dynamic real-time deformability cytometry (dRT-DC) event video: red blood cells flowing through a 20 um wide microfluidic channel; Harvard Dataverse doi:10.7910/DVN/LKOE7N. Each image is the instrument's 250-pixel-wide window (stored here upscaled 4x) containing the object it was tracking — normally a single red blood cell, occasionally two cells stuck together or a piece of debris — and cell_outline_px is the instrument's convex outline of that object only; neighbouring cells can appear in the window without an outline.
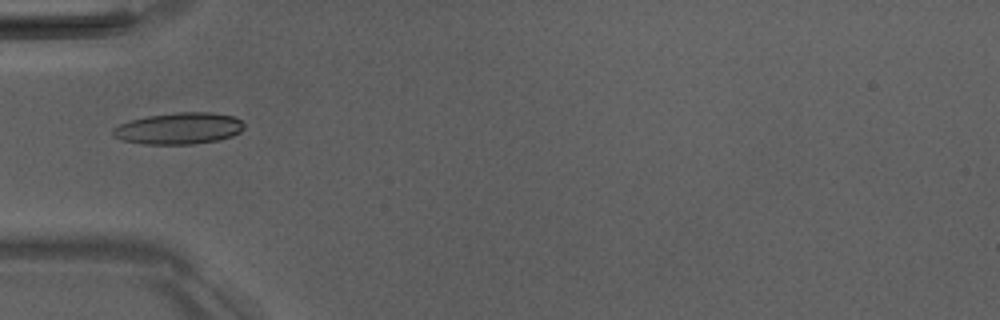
{"species": "Egyptian fruit bat (a non-hibernating species)", "species_latin": "Rousettus aegyptiacus", "temperature_condition": "room temperature", "stored_images_in_passage": 35, "camera_frame_rate_fps": 3000, "um_per_image_px": 0.085, "animal": {"sex": "male"}, "frame": {"image": 1, "passage_image": 1, "time_ms": 0.0, "image_size_px": [1000, 320], "cell_outline_px": [[244, 128], [240, 132], [232, 136], [220, 140], [192, 144], [144, 144], [120, 140], [112, 132], [112, 128], [128, 120], [148, 116], [176, 112], [212, 112], [232, 116], [240, 120], [244, 124]], "centroid_in_image_um": [15.21, 10.91], "position_along_channel_um": 69.8, "area_um2": 24.22}}
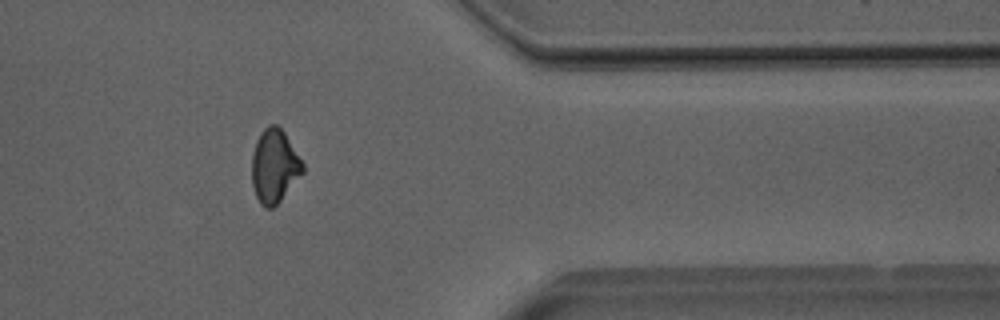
{"frame": {"image": 2, "passage_image": 26, "time_ms": 8.333, "image_size_px": [1000, 320], "cell_outline_px": [[304, 172], [280, 200], [272, 208], [264, 208], [260, 204], [256, 196], [252, 184], [252, 152], [256, 140], [260, 132], [268, 124], [276, 124], [284, 132], [304, 164]], "centroid_in_image_um": [23.31, 14.1], "position_along_channel_um": 388.1, "area_um2": 21.79}}
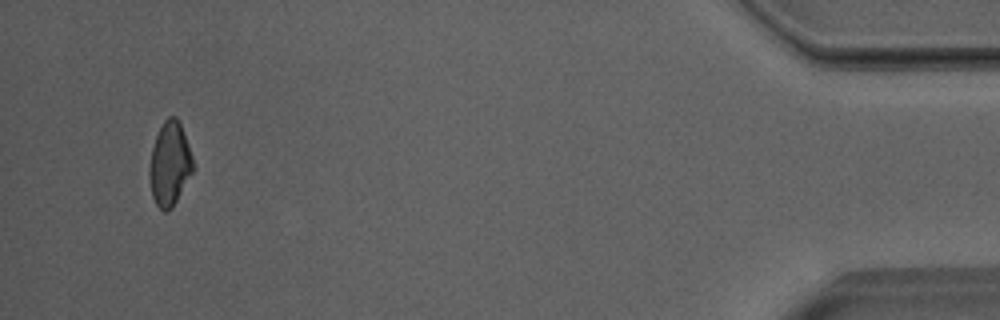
{"frame": {"image": 3, "passage_image": 33, "time_ms": 10.667, "image_size_px": [1000, 320], "cell_outline_px": [[192, 172], [172, 208], [168, 212], [164, 212], [156, 204], [152, 196], [148, 176], [148, 168], [152, 148], [156, 136], [164, 120], [168, 116], [176, 116], [180, 124], [188, 144], [192, 156]], "centroid_in_image_um": [14.39, 13.95], "position_along_channel_um": 420.8, "area_um2": 21.1}, "authors_computed_cell_mechanics": {"area_um2": 21.5594, "velocity_mm_per_s": 4.0111, "shape_relaxation_time_tau1_ms": 5.8726, "shape_relaxation_time_tau2_ms": 3.2306, "deformation_change_tau1": 0.1701, "deformation_change_tau2": 0.0931}}